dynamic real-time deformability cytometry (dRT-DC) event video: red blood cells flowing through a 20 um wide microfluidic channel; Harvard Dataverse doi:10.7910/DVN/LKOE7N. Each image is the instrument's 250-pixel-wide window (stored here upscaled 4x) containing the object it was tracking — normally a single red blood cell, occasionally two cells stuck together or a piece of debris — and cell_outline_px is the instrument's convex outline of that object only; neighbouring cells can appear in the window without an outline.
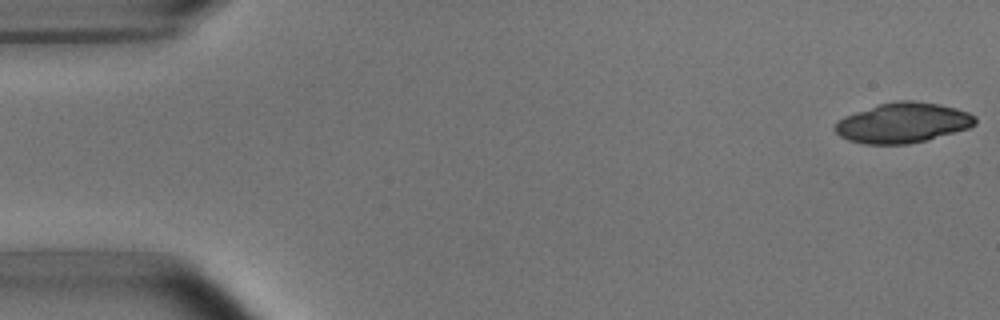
{"species": "common noctule bat (a hibernating species)", "species_latin": "Nyctalus noctula", "temperature_condition": "room temperature", "stored_images_in_passage": 4, "camera_frame_rate_fps": 3000, "um_per_image_px": 0.085, "animal": {"sex": "male", "body_mass_g": 15.6}, "frame": {"image": 1, "passage_image": 1, "time_ms": 0.0, "image_size_px": [1000, 320], "cell_outline_px": [[976, 124], [968, 128], [928, 140], [908, 144], [868, 144], [848, 140], [840, 136], [836, 132], [836, 124], [844, 116], [880, 104], [896, 100], [912, 100], [940, 104], [956, 108], [968, 112], [976, 116]], "centroid_in_image_um": [76.78, 10.44], "position_along_channel_um": 8.2, "area_um2": 32.6}}